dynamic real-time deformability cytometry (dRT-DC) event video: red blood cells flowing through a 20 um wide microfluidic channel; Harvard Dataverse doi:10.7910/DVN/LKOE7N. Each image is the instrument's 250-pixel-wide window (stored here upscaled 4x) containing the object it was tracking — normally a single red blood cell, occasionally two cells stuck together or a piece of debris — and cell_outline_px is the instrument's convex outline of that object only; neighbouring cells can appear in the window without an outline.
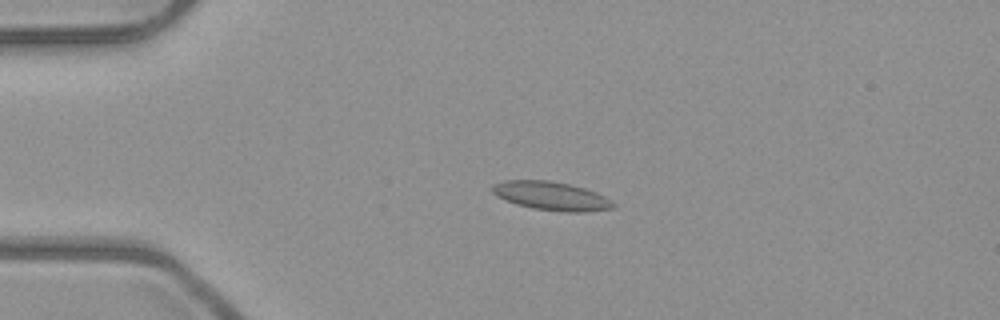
{"species": "common noctule bat (a hibernating species)", "species_latin": "Nyctalus noctula", "temperature_condition": "room temperature", "stored_images_in_passage": 53, "camera_frame_rate_fps": 3000, "um_per_image_px": 0.085, "animal": {"sex": "male", "body_mass_g": 23.1, "forearm_length_mm": 52.7}, "frame": {"image": 1, "passage_image": 13, "time_ms": 4.0, "image_size_px": [1000, 320], "cell_outline_px": [[616, 208], [584, 212], [560, 212], [532, 208], [516, 204], [496, 196], [492, 192], [492, 184], [504, 180], [548, 180], [568, 184], [584, 188], [596, 192], [612, 200], [616, 204]], "centroid_in_image_um": [46.87, 16.66], "position_along_channel_um": 38.1, "area_um2": 20.35}}
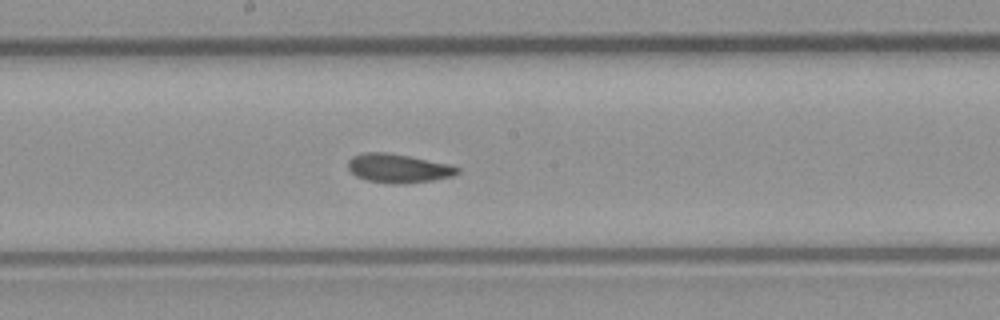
{"frame": {"image": 2, "passage_image": 29, "time_ms": 9.333, "image_size_px": [1000, 320], "cell_outline_px": [[460, 172], [452, 176], [432, 180], [404, 184], [396, 184], [368, 180], [356, 176], [348, 168], [348, 160], [352, 156], [364, 152], [388, 152], [448, 164], [460, 168]], "centroid_in_image_um": [33.84, 14.3], "position_along_channel_um": 214.4, "area_um2": 18.26}}
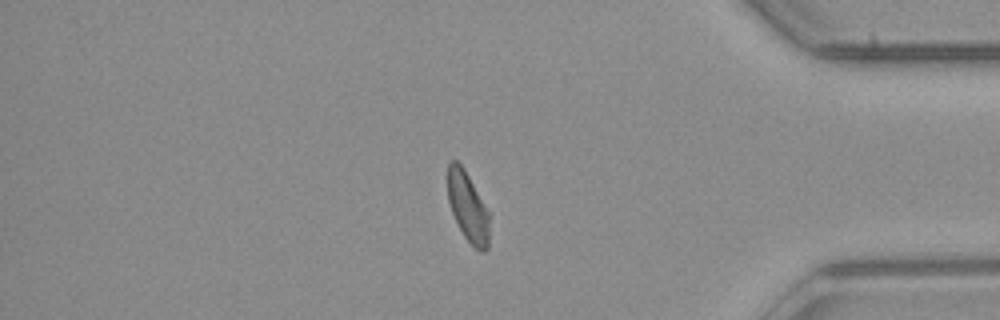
{"frame": {"image": 3, "passage_image": 45, "time_ms": 14.667, "image_size_px": [1000, 320], "cell_outline_px": [[488, 248], [484, 252], [480, 252], [464, 236], [452, 212], [448, 200], [448, 160], [456, 160], [464, 168], [488, 212]], "centroid_in_image_um": [39.74, 17.57], "position_along_channel_um": 395.5, "area_um2": 16.42}, "authors_computed_cell_mechanics": {"area_um2": 18.496, "velocity_mm_per_s": 3.9544, "shape_relaxation_time_tau1_ms": null, "shape_relaxation_time_tau2_ms": 2.3293, "deformation_change_tau1": null, "deformation_change_tau2": 0.0756}}